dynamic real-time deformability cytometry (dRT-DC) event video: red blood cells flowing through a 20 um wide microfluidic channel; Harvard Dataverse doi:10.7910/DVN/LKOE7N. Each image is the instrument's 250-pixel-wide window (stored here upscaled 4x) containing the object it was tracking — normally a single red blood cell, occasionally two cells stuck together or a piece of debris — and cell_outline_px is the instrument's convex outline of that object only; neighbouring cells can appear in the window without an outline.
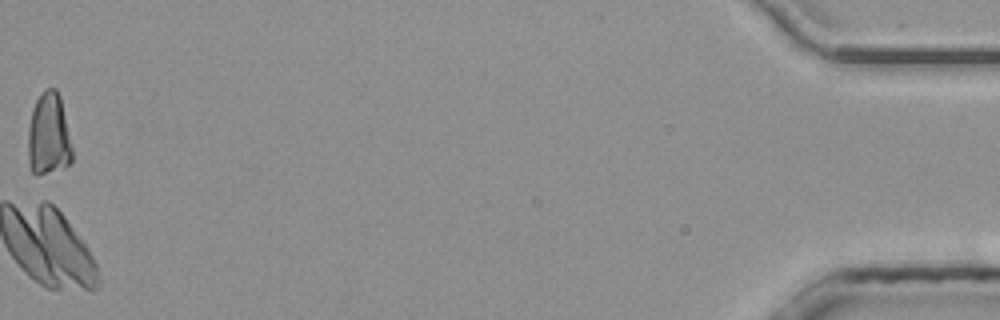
{"species": "common noctule bat (a hibernating species)", "species_latin": "Nyctalus noctula", "temperature_condition": "room temperature", "stored_images_in_passage": 46, "camera_frame_rate_fps": 3000, "um_per_image_px": 0.085, "animal": {"sex": "male", "body_mass_g": 20.4}, "frame": {"image": 1, "passage_image": 46, "time_ms": 15.0, "image_size_px": [1000, 320], "cell_outline_px": [[72, 160], [68, 164], [36, 176], [32, 172], [28, 164], [28, 128], [32, 108], [40, 92], [44, 88], [56, 88], [60, 96], [72, 148]], "centroid_in_image_um": [4.1, 11.4], "position_along_channel_um": 431.1, "area_um2": 21.21}}